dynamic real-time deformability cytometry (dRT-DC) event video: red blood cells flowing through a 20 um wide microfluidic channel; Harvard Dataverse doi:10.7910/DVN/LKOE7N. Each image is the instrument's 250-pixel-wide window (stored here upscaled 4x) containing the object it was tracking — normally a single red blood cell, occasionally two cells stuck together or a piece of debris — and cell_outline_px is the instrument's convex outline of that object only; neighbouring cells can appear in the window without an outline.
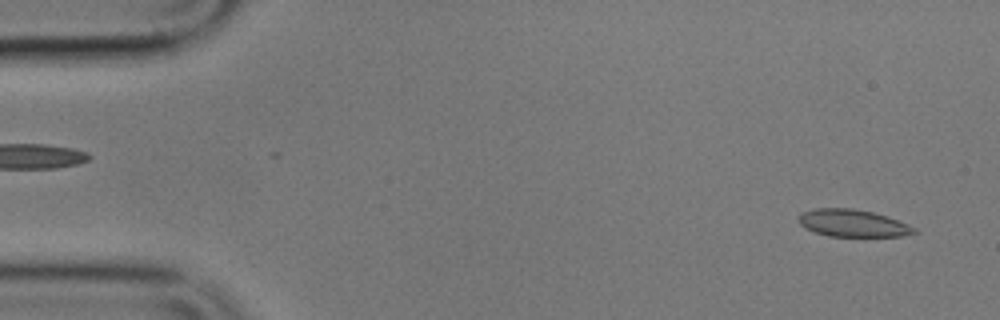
{"species": "common noctule bat (a hibernating species)", "species_latin": "Nyctalus noctula", "temperature_condition": "cold", "stored_images_in_passage": 55, "camera_frame_rate_fps": 3000, "um_per_image_px": 0.085, "animal": {"sex": "male", "body_mass_g": 17.9}, "frame": {"image": 1, "passage_image": 2, "time_ms": 0.333, "image_size_px": [1000, 320], "cell_outline_px": [[920, 232], [900, 236], [828, 236], [816, 232], [800, 224], [800, 216], [804, 212], [812, 208], [852, 208], [872, 212], [888, 216], [908, 224], [916, 228]], "centroid_in_image_um": [72.55, 18.96], "position_along_channel_um": 12.5, "area_um2": 18.21}}
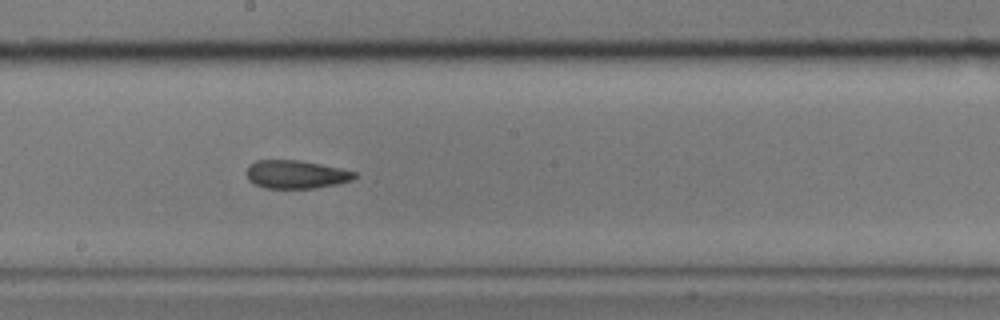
{"frame": {"image": 2, "passage_image": 29, "time_ms": 9.333, "image_size_px": [1000, 320], "cell_outline_px": [[356, 176], [352, 180], [336, 184], [316, 188], [264, 188], [248, 180], [248, 164], [256, 160], [300, 160], [340, 168], [356, 172]], "centroid_in_image_um": [25.16, 14.82], "position_along_channel_um": 223.0, "area_um2": 17.69}}
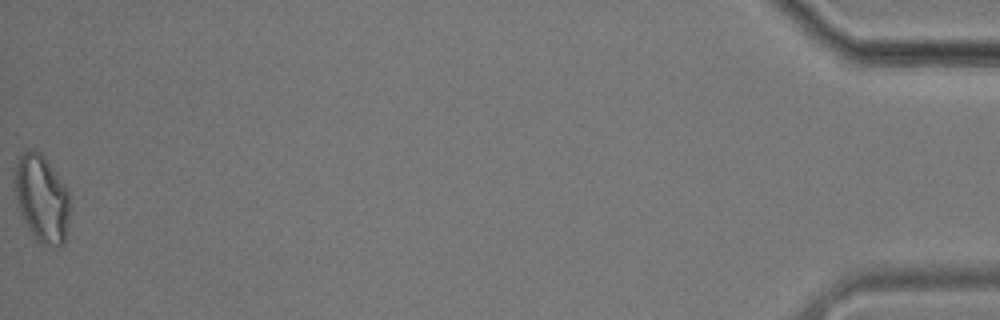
{"frame": {"image": 3, "passage_image": 55, "time_ms": 18.0, "image_size_px": [1000, 320], "cell_outline_px": [[68, 220], [64, 244], [40, 244], [16, 208], [16, 164], [20, 156], [28, 148], [32, 148], [40, 152], [68, 192]], "centroid_in_image_um": [3.52, 16.87], "position_along_channel_um": 431.7, "area_um2": 27.05}, "authors_computed_cell_mechanics": {"area_um2": 18.7272, "velocity_mm_per_s": 3.5474, "shape_relaxation_time_tau1_ms": 8.1962, "shape_relaxation_time_tau2_ms": 3.1826, "deformation_change_tau1": 0.1619, "deformation_change_tau2": 0.1008}}